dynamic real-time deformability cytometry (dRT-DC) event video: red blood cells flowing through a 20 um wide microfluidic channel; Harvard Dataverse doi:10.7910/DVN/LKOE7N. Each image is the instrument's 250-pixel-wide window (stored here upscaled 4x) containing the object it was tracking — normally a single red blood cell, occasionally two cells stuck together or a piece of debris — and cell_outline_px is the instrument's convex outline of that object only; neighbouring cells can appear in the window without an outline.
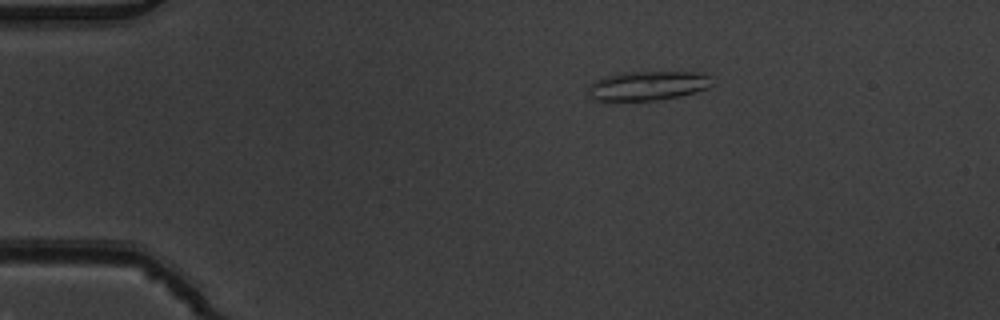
{"species": "common noctule bat (a hibernating species)", "species_latin": "Nyctalus noctula", "temperature_condition": "warm", "stored_images_in_passage": 4, "camera_frame_rate_fps": 3000, "um_per_image_px": 0.085, "animal": {"sex": "male", "body_mass_g": 19.5, "forearm_length_mm": 54.6}, "frame": {"image": 1, "passage_image": 1, "time_ms": 0.0, "image_size_px": [1000, 320], "cell_outline_px": [[712, 84], [708, 88], [696, 92], [680, 96], [656, 100], [592, 100], [588, 92], [588, 84], [604, 76], [620, 72], [700, 72], [708, 76]], "centroid_in_image_um": [55.02, 7.28], "position_along_channel_um": 30.0, "area_um2": 21.15}}
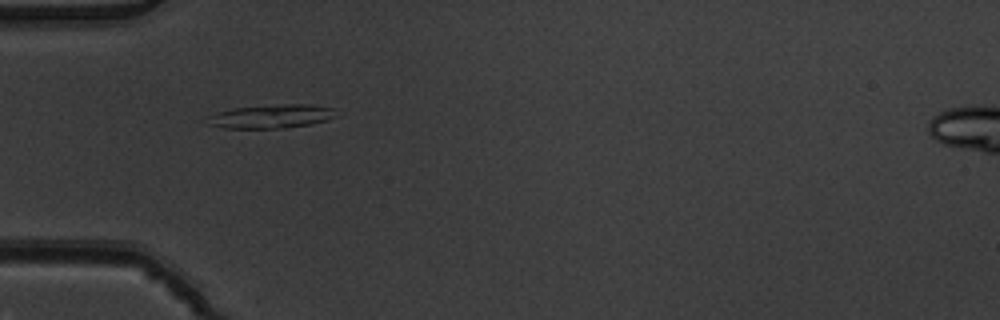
{"frame": {"image": 2, "passage_image": 3, "time_ms": 0.667, "image_size_px": [1000, 320], "cell_outline_px": [[340, 116], [328, 120], [308, 124], [284, 128], [224, 128], [204, 124], [200, 120], [216, 112], [232, 108], [284, 104], [308, 104], [336, 108]], "centroid_in_image_um": [23.03, 9.89], "position_along_channel_um": 62.0, "area_um2": 18.26}}